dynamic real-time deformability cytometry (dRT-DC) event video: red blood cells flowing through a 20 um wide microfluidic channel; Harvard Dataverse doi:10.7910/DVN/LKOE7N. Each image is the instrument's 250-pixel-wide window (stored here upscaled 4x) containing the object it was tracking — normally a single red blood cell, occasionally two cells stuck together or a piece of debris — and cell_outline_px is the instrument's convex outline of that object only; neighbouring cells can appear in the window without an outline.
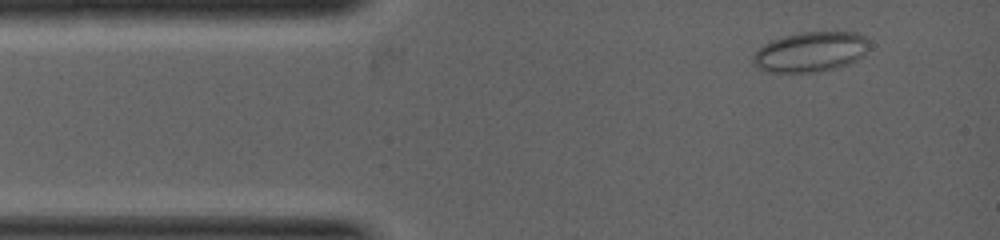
{"species": "common noctule bat (a hibernating species)", "species_latin": "Nyctalus noctula", "temperature_condition": "warm", "stored_images_in_passage": 7, "camera_frame_rate_fps": 5000, "um_per_image_px": 0.085, "animal": {"sex": "female", "body_mass_g": 19.0, "forearm_length_mm": 53.3}, "frame": {"image": 1, "passage_image": 2, "time_ms": 0.4, "image_size_px": [1000, 240], "cell_outline_px": [[864, 56], [848, 64], [816, 72], [768, 72], [756, 68], [752, 64], [752, 56], [768, 40], [800, 32], [856, 32], [864, 36]], "centroid_in_image_um": [68.79, 4.41], "position_along_channel_um": 16.2, "area_um2": 26.82}}
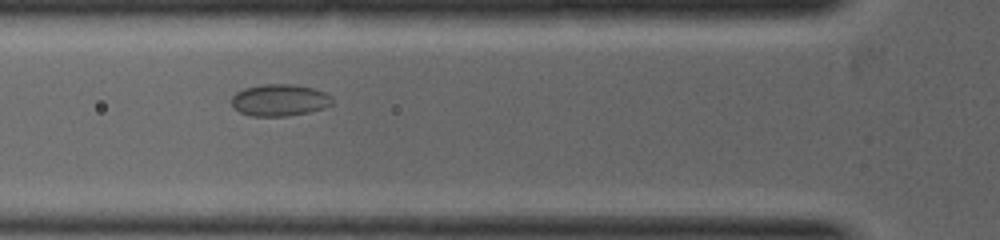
{"frame": {"image": 2, "passage_image": 6, "time_ms": 2.2, "image_size_px": [1000, 240], "cell_outline_px": [[332, 104], [324, 108], [308, 112], [288, 116], [248, 116], [232, 108], [232, 96], [236, 92], [244, 88], [260, 84], [292, 84], [312, 88], [324, 92], [332, 96]], "centroid_in_image_um": [23.73, 8.51], "position_along_channel_um": 102.1, "area_um2": 18.84}}
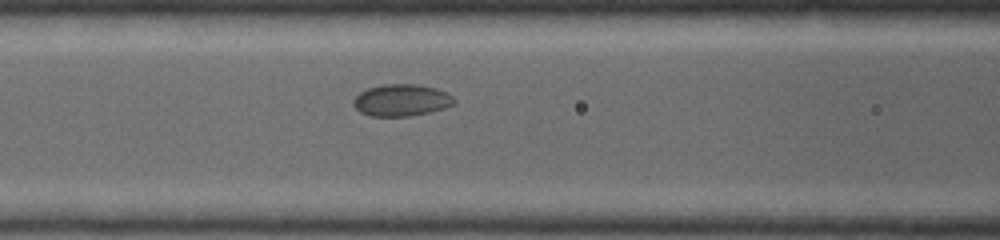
{"frame": {"image": 3, "passage_image": 7, "time_ms": 2.6, "image_size_px": [1000, 240], "cell_outline_px": [[456, 104], [444, 108], [428, 112], [408, 116], [368, 116], [360, 112], [352, 104], [352, 100], [360, 92], [368, 88], [384, 84], [420, 84], [436, 88], [448, 92], [456, 100]], "centroid_in_image_um": [34.13, 8.51], "position_along_channel_um": 132.5, "area_um2": 18.9}}